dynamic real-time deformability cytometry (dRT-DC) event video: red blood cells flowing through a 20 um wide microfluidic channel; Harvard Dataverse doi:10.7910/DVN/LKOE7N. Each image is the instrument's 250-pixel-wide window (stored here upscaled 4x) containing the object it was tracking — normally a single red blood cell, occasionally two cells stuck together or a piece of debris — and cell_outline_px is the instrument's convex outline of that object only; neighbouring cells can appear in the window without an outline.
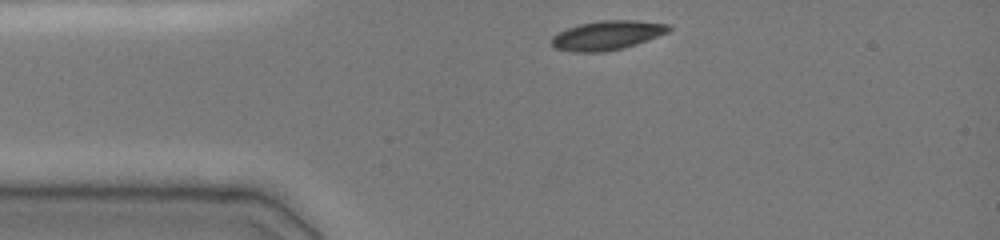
{"species": "common noctule bat (a hibernating species)", "species_latin": "Nyctalus noctula", "temperature_condition": "cold", "stored_images_in_passage": 15, "camera_frame_rate_fps": 3000, "um_per_image_px": 0.085, "animal": {"sex": "female", "body_mass_g": 19.0, "forearm_length_mm": 51.5}, "frame": {"image": 1, "passage_image": 1, "time_ms": 0.0, "image_size_px": [1000, 240], "cell_outline_px": [[672, 28], [668, 32], [636, 44], [620, 48], [600, 52], [572, 52], [556, 48], [552, 44], [552, 36], [568, 28], [580, 24], [600, 20], [636, 20], [668, 24]], "centroid_in_image_um": [51.61, 2.99], "position_along_channel_um": 33.4, "area_um2": 19.65}}
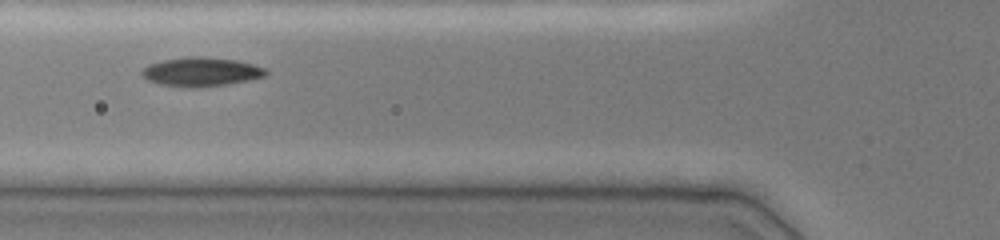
{"frame": {"image": 2, "passage_image": 6, "time_ms": 2.667, "image_size_px": [1000, 240], "cell_outline_px": [[268, 76], [248, 80], [200, 88], [188, 88], [160, 84], [148, 80], [140, 72], [148, 64], [164, 60], [188, 56], [204, 56], [236, 60], [252, 64], [264, 68], [268, 72]], "centroid_in_image_um": [17.1, 6.1], "position_along_channel_um": 108.7, "area_um2": 20.98}}
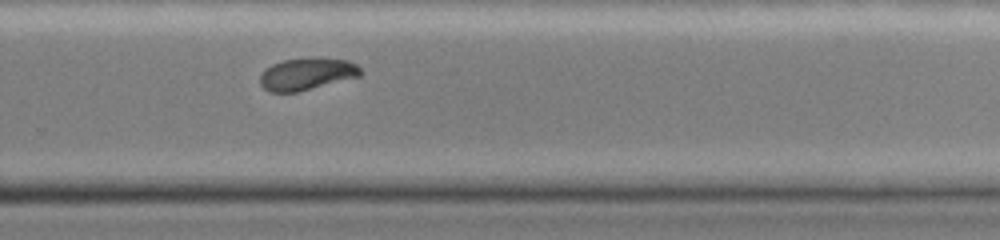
{"frame": {"image": 3, "passage_image": 15, "time_ms": 7.667, "image_size_px": [1000, 240], "cell_outline_px": [[364, 72], [360, 76], [296, 92], [268, 92], [260, 84], [260, 76], [272, 64], [284, 60], [308, 56], [320, 56], [348, 60], [356, 64]], "centroid_in_image_um": [26.12, 6.25], "position_along_channel_um": 303.7, "area_um2": 19.07}}